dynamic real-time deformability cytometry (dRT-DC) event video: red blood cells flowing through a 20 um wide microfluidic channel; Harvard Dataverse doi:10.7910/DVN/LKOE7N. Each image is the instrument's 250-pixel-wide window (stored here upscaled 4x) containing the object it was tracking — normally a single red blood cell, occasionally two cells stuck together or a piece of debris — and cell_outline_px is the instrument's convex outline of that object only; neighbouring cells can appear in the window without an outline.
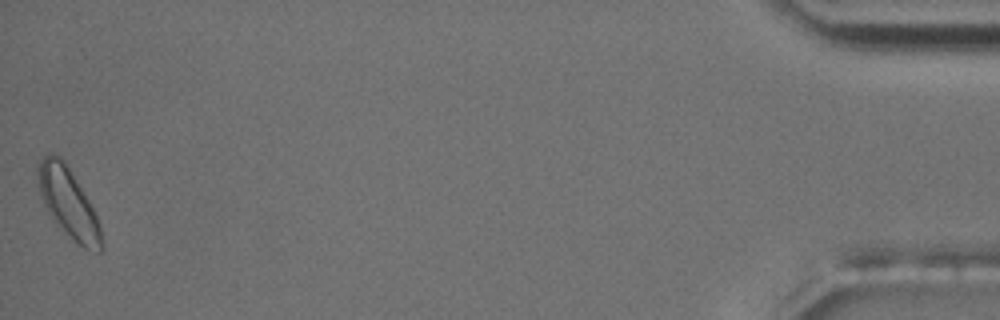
{"species": "common noctule bat (a hibernating species)", "species_latin": "Nyctalus noctula", "temperature_condition": "room temperature", "stored_images_in_passage": 57, "camera_frame_rate_fps": 3000, "um_per_image_px": 0.085, "animal": {"sex": "male", "body_mass_g": 17.5, "forearm_length_mm": 52.3}, "frame": {"image": 1, "passage_image": 57, "time_ms": 18.667, "image_size_px": [1000, 320], "cell_outline_px": [[104, 248], [100, 252], [84, 248], [56, 224], [48, 212], [44, 204], [40, 192], [36, 168], [40, 160], [48, 152], [52, 152], [60, 156], [64, 160], [88, 200], [96, 216], [100, 228]], "centroid_in_image_um": [5.79, 17.21], "position_along_channel_um": 429.4, "area_um2": 25.26}, "authors_computed_cell_mechanics": {"area_um2": 19.5942, "velocity_mm_per_s": 3.5792, "shape_relaxation_time_tau1_ms": 3.3306, "shape_relaxation_time_tau2_ms": null, "deformation_change_tau1": 0.0734, "deformation_change_tau2": null}}